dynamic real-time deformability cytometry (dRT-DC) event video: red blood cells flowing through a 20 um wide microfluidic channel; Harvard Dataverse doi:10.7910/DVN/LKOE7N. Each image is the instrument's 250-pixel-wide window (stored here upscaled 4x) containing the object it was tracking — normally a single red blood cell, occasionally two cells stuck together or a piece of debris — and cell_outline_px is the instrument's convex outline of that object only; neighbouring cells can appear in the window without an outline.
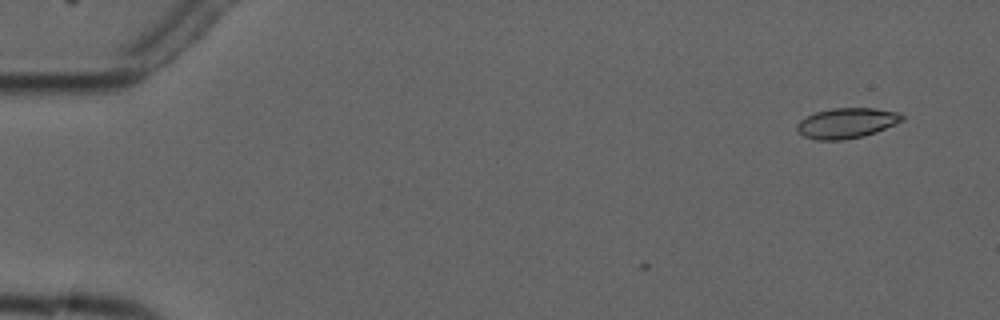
{"species": "common noctule bat (a hibernating species)", "species_latin": "Nyctalus noctula", "temperature_condition": "cold", "stored_images_in_passage": 3, "camera_frame_rate_fps": 3000, "um_per_image_px": 0.085, "animal": {"sex": "male", "forearm_length_mm": 52.5}, "frame": {"image": 1, "passage_image": 3, "time_ms": 2.333, "image_size_px": [1000, 320], "cell_outline_px": [[904, 120], [896, 124], [876, 132], [864, 136], [844, 140], [816, 140], [804, 136], [796, 132], [796, 124], [800, 120], [816, 112], [832, 108], [876, 108], [900, 112], [904, 116]], "centroid_in_image_um": [71.98, 10.46], "position_along_channel_um": 13.0, "area_um2": 18.79}}